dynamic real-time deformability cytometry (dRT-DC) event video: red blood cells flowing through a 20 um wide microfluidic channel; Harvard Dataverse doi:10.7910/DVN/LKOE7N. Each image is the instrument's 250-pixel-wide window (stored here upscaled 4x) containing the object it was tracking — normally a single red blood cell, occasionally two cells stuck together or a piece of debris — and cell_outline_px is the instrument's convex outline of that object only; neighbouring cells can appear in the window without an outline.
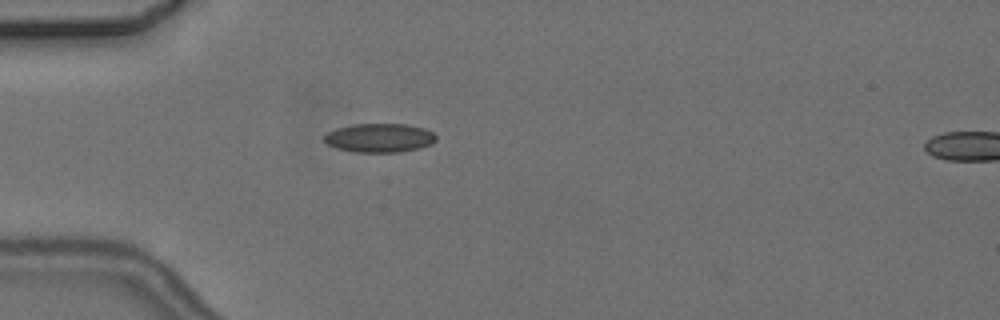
{"species": "common noctule bat (a hibernating species)", "species_latin": "Nyctalus noctula", "temperature_condition": "cold", "stored_images_in_passage": 6, "camera_frame_rate_fps": 3000, "um_per_image_px": 0.085, "animal": {"sex": "female", "body_mass_g": 24.6, "forearm_length_mm": 56.2}, "frame": {"image": 1, "passage_image": 5, "time_ms": 5.333, "image_size_px": [1000, 320], "cell_outline_px": [[436, 140], [432, 144], [420, 148], [400, 152], [356, 152], [336, 148], [328, 144], [324, 140], [324, 136], [328, 132], [336, 128], [352, 124], [408, 124], [424, 128], [432, 132], [436, 136]], "centroid_in_image_um": [32.27, 11.71], "position_along_channel_um": 52.7, "area_um2": 18.9}}